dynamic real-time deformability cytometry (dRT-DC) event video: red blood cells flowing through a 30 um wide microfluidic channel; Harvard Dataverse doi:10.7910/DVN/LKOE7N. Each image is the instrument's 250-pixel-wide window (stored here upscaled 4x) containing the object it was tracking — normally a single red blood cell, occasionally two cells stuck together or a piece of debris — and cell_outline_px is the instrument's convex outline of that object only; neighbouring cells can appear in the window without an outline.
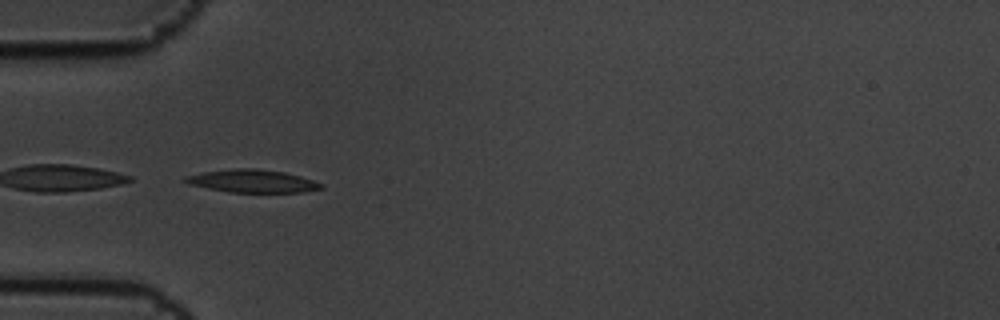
{"species": "common noctule bat (a hibernating species)", "species_latin": "Nyctalus noctula", "temperature_condition": "cold", "stored_images_in_passage": 6, "camera_frame_rate_fps": 3000, "um_per_image_px": 0.085, "animal": {"sex": "male", "body_mass_g": 19.5, "forearm_length_mm": 54.6}, "frame": {"image": 1, "passage_image": 5, "time_ms": 1.333, "image_size_px": [1000, 320], "cell_outline_px": [[324, 188], [304, 192], [228, 192], [188, 184], [184, 180], [184, 176], [204, 172], [232, 168], [256, 168], [284, 172], [300, 176], [324, 184]], "centroid_in_image_um": [21.46, 15.39], "position_along_channel_um": 63.5, "area_um2": 18.09}}